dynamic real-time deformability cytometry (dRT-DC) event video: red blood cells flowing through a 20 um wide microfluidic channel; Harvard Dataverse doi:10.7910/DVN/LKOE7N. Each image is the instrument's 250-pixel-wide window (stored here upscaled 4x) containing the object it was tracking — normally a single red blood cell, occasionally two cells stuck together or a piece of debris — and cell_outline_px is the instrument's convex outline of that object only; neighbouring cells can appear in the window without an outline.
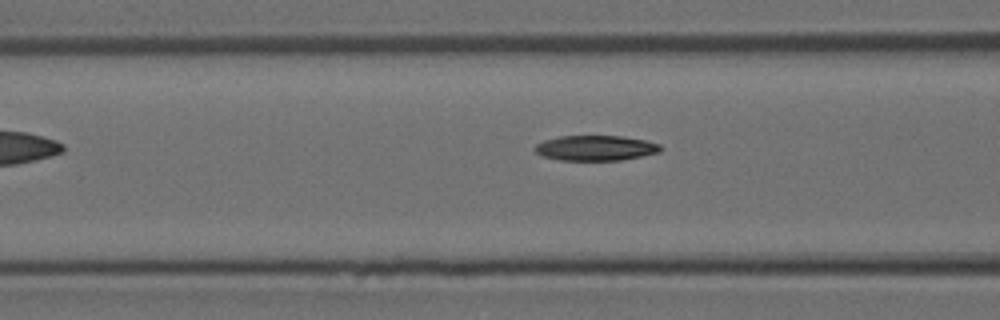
{"species": "Egyptian fruit bat (a non-hibernating species)", "species_latin": "Rousettus aegyptiacus", "temperature_condition": "room temperature", "stored_images_in_passage": 5, "camera_frame_rate_fps": 3000, "um_per_image_px": 0.085, "animal": {"sex": "female"}, "frame": {"image": 1, "passage_image": 5, "time_ms": 1.333, "image_size_px": [1000, 320], "cell_outline_px": [[664, 148], [660, 152], [620, 160], [560, 160], [544, 156], [536, 152], [532, 148], [536, 144], [544, 140], [560, 136], [620, 136], [644, 140], [660, 144]], "centroid_in_image_um": [50.62, 12.58], "position_along_channel_um": 116.0, "area_um2": 18.38}}